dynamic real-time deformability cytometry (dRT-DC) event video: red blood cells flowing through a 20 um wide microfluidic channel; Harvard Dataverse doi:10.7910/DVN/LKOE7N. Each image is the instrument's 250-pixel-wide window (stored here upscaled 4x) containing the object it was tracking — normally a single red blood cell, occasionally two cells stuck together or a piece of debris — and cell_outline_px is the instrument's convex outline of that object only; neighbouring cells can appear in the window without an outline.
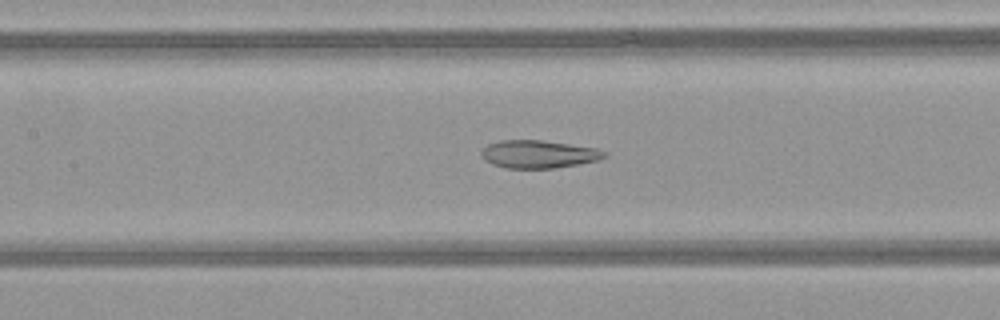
{"species": "common noctule bat (a hibernating species)", "species_latin": "Nyctalus noctula", "temperature_condition": "warm", "stored_images_in_passage": 40, "camera_frame_rate_fps": 3000, "um_per_image_px": 0.085, "animal": {"sex": "female", "body_mass_g": 21.9}, "frame": {"image": 1, "passage_image": 13, "time_ms": 4.0, "image_size_px": [1000, 320], "cell_outline_px": [[608, 156], [596, 160], [556, 168], [504, 168], [492, 164], [484, 160], [480, 156], [480, 152], [488, 144], [500, 140], [540, 140], [596, 148], [608, 152]], "centroid_in_image_um": [45.74, 13.1], "position_along_channel_um": 161.7, "area_um2": 19.94}}
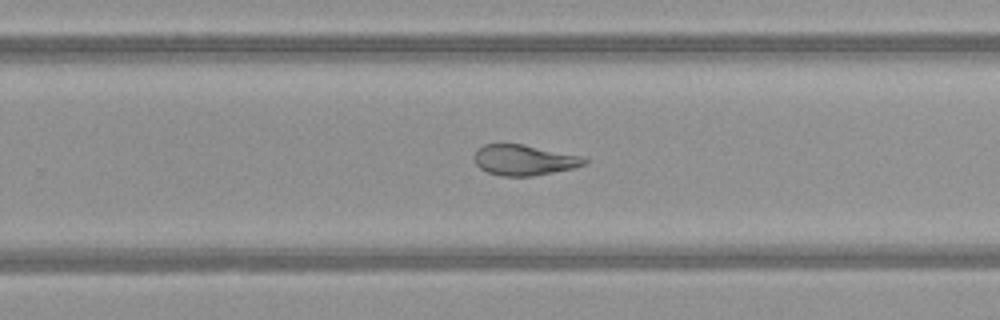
{"frame": {"image": 2, "passage_image": 22, "time_ms": 7.0, "image_size_px": [1000, 320], "cell_outline_px": [[588, 164], [572, 168], [532, 176], [500, 176], [488, 172], [480, 168], [476, 164], [472, 156], [476, 148], [484, 144], [524, 144], [584, 156], [588, 160]], "centroid_in_image_um": [44.54, 13.59], "position_along_channel_um": 285.3, "area_um2": 19.88}}
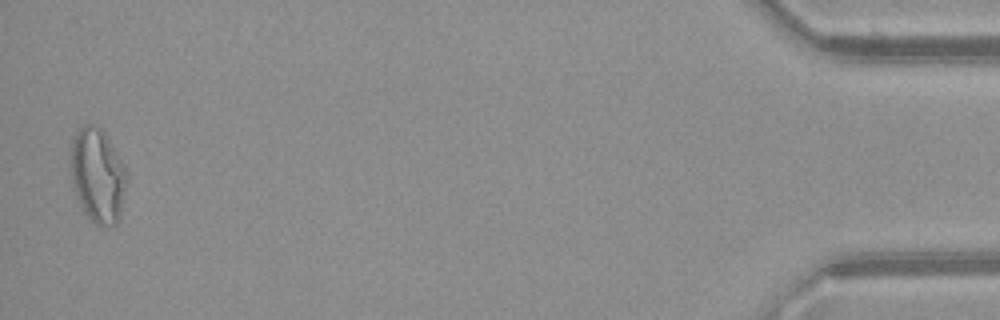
{"frame": {"image": 3, "passage_image": 39, "time_ms": 12.667, "image_size_px": [1000, 320], "cell_outline_px": [[128, 180], [120, 216], [116, 224], [100, 228], [84, 212], [76, 196], [68, 164], [68, 152], [72, 136], [84, 124], [96, 124], [104, 132], [128, 172]], "centroid_in_image_um": [8.27, 14.9], "position_along_channel_um": 426.9, "area_um2": 31.62}, "authors_computed_cell_mechanics": {"area_um2": 21.9351, "velocity_mm_per_s": 4.1367, "shape_relaxation_time_tau1_ms": null, "shape_relaxation_time_tau2_ms": 2.0405, "deformation_change_tau1": null, "deformation_change_tau2": 0.1132}}